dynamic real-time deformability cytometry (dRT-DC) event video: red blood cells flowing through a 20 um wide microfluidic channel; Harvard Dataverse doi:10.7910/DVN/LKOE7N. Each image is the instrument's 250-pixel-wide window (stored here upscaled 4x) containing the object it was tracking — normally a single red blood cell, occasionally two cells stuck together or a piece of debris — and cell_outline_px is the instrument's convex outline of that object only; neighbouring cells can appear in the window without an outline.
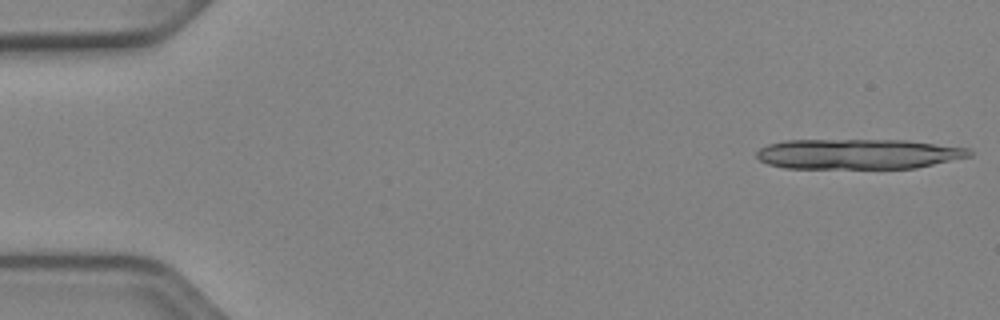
{"species": "Egyptian fruit bat (a non-hibernating species)", "species_latin": "Rousettus aegyptiacus", "temperature_condition": "cold", "stored_images_in_passage": 13, "camera_frame_rate_fps": 3000, "um_per_image_px": 0.085, "animal": {"sex": "female"}, "frame": {"image": 1, "passage_image": 1, "time_ms": 0.0, "image_size_px": [1000, 320], "cell_outline_px": [[972, 156], [916, 168], [784, 168], [768, 164], [760, 160], [756, 156], [756, 152], [760, 148], [768, 144], [784, 140], [908, 140], [968, 148], [972, 152]], "centroid_in_image_um": [72.94, 13.09], "position_along_channel_um": 12.1, "area_um2": 37.51}}